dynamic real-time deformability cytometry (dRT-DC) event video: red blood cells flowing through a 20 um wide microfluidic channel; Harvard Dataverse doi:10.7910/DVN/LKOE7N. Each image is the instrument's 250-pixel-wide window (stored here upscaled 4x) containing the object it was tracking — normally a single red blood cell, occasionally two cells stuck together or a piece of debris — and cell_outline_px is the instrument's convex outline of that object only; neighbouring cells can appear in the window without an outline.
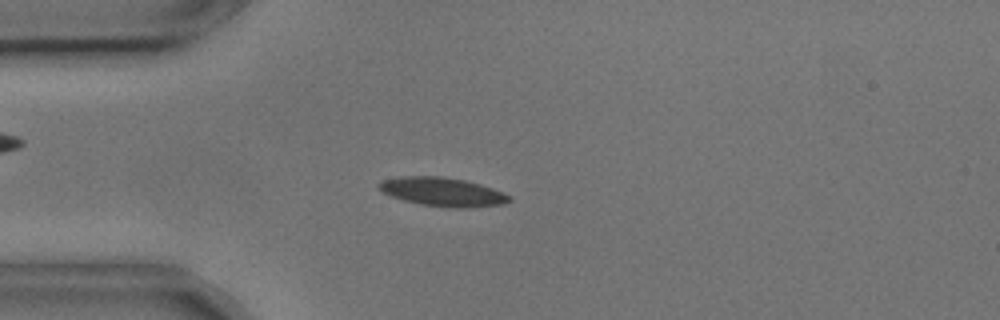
{"species": "common noctule bat (a hibernating species)", "species_latin": "Nyctalus noctula", "temperature_condition": "cold", "stored_images_in_passage": 4, "camera_frame_rate_fps": 3000, "um_per_image_px": 0.085, "animal": {"sex": "male", "body_mass_g": 17.9, "forearm_length_mm": 54.2}, "frame": {"image": 1, "passage_image": 3, "time_ms": 0.667, "image_size_px": [1000, 320], "cell_outline_px": [[512, 200], [504, 204], [468, 208], [456, 208], [420, 204], [404, 200], [392, 196], [384, 192], [376, 184], [384, 180], [400, 176], [440, 176], [464, 180], [480, 184], [492, 188], [512, 196]], "centroid_in_image_um": [37.66, 16.31], "position_along_channel_um": 47.3, "area_um2": 21.73}}